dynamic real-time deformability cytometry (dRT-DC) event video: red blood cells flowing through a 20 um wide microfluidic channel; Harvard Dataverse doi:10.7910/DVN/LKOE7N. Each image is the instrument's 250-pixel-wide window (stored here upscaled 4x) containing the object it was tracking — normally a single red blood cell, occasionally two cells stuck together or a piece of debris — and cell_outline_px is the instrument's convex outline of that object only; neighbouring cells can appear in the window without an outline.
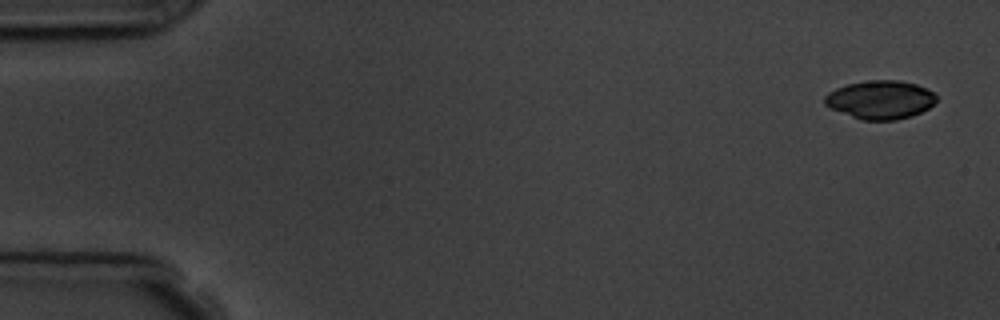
{"species": "common noctule bat (a hibernating species)", "species_latin": "Nyctalus noctula", "temperature_condition": "room temperature", "stored_images_in_passage": 5, "camera_frame_rate_fps": 3000, "um_per_image_px": 0.085, "animal": {"sex": "male", "body_mass_g": 19.5, "forearm_length_mm": 54.6}, "frame": {"image": 1, "passage_image": 1, "time_ms": 0.0, "image_size_px": [1000, 320], "cell_outline_px": [[936, 100], [928, 108], [912, 116], [896, 120], [860, 120], [828, 108], [824, 104], [824, 96], [828, 92], [836, 88], [848, 84], [872, 80], [900, 80], [916, 84], [932, 92], [936, 96]], "centroid_in_image_um": [74.78, 8.49], "position_along_channel_um": 10.2, "area_um2": 25.09}}
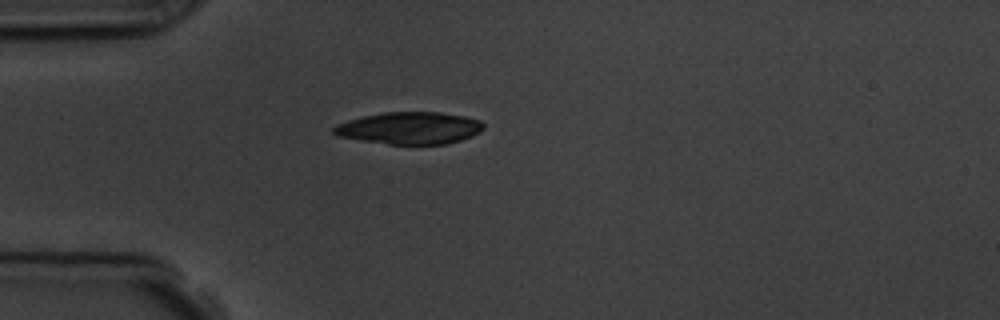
{"frame": {"image": 2, "passage_image": 5, "time_ms": 4.333, "image_size_px": [1000, 320], "cell_outline_px": [[484, 128], [480, 132], [472, 136], [460, 140], [444, 144], [388, 144], [360, 140], [336, 136], [332, 132], [332, 128], [336, 124], [348, 120], [364, 116], [384, 112], [440, 112], [464, 116], [480, 120], [484, 124]], "centroid_in_image_um": [34.81, 10.88], "position_along_channel_um": 50.2, "area_um2": 28.09}}